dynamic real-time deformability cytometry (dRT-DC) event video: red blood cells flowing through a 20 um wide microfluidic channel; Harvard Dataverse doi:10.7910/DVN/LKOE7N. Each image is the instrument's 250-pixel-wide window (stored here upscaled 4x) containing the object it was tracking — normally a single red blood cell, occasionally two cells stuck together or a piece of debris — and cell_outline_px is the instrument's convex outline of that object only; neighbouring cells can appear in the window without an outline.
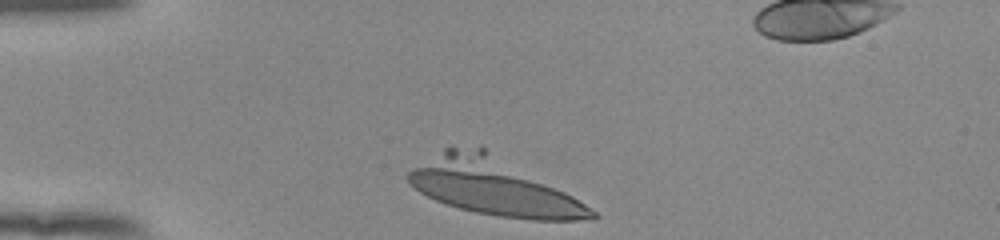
{"species": "human", "species_latin": "Homo sapiens", "temperature_condition": "room temperature", "stored_images_in_passage": 31, "camera_frame_rate_fps": 3000, "um_per_image_px": 0.085, "donor": {"sex": "female"}, "frame": {"image": 1, "passage_image": 1, "time_ms": 0.0, "image_size_px": [1000, 240], "cell_outline_px": [[600, 216], [576, 220], [532, 220], [500, 216], [476, 212], [444, 204], [420, 192], [404, 176], [408, 172], [444, 148], [480, 144], [572, 196], [596, 212]], "centroid_in_image_um": [41.9, 15.85], "position_along_channel_um": 43.1, "area_um2": 59.77}}
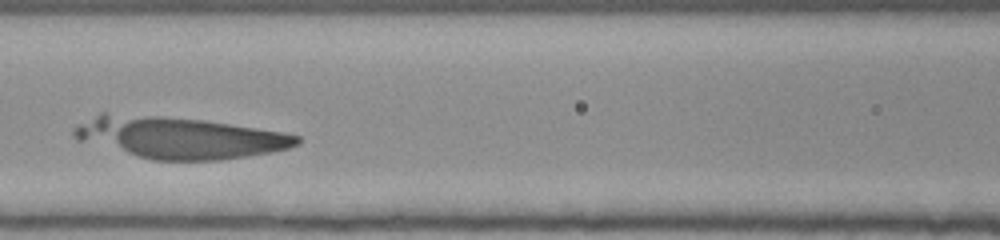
{"frame": {"image": 2, "passage_image": 12, "time_ms": 3.667, "image_size_px": [1000, 240], "cell_outline_px": [[300, 144], [288, 148], [268, 152], [220, 160], [152, 160], [76, 140], [72, 136], [72, 128], [100, 112], [104, 112], [160, 116], [204, 120], [284, 132], [300, 136]], "centroid_in_image_um": [15.18, 11.68], "position_along_channel_um": 151.4, "area_um2": 53.93}}
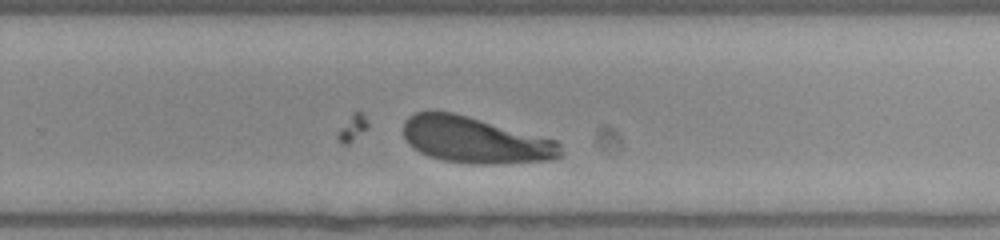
{"frame": {"image": 3, "passage_image": 23, "time_ms": 7.333, "image_size_px": [1000, 240], "cell_outline_px": [[560, 156], [552, 160], [496, 164], [472, 164], [444, 160], [428, 156], [420, 152], [408, 144], [404, 136], [404, 120], [408, 116], [416, 112], [452, 112], [556, 140], [560, 144]], "centroid_in_image_um": [40.36, 11.91], "position_along_channel_um": 289.4, "area_um2": 42.02}}